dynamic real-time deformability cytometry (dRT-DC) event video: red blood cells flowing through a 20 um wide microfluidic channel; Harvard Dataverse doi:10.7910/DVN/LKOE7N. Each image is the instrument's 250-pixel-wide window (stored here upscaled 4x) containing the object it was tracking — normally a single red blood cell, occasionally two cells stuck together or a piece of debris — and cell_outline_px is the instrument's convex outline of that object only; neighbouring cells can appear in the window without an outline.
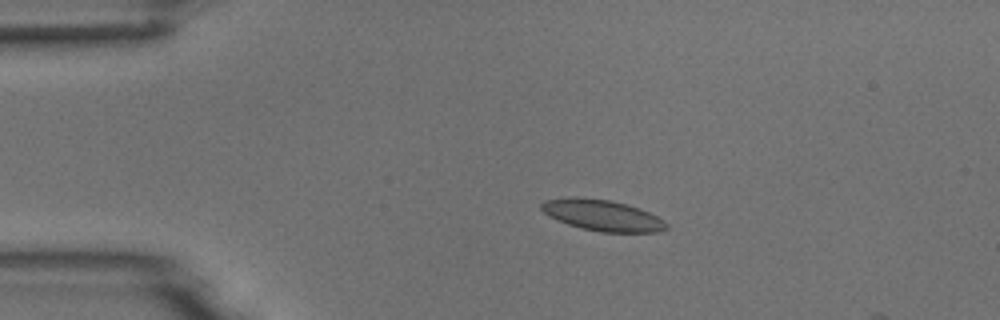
{"species": "common noctule bat (a hibernating species)", "species_latin": "Nyctalus noctula", "temperature_condition": "room temperature", "stored_images_in_passage": 4, "camera_frame_rate_fps": 3000, "um_per_image_px": 0.085, "animal": {"sex": "male", "body_mass_g": 18.8}, "frame": {"image": 1, "passage_image": 2, "time_ms": 1.333, "image_size_px": [1000, 320], "cell_outline_px": [[668, 228], [660, 232], [600, 232], [580, 228], [556, 220], [548, 216], [540, 208], [540, 204], [544, 200], [576, 196], [608, 200], [640, 208], [664, 220], [668, 224]], "centroid_in_image_um": [51.18, 18.3], "position_along_channel_um": 33.8, "area_um2": 22.72}}